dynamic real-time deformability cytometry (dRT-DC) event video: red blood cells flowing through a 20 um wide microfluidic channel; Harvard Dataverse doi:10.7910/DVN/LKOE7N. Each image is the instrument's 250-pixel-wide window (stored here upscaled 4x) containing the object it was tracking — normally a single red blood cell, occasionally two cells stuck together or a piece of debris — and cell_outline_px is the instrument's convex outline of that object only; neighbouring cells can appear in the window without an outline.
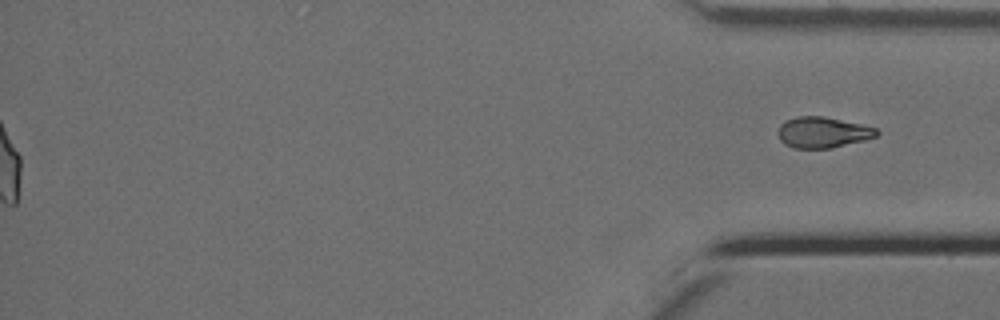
{"species": "Egyptian fruit bat (a non-hibernating species)", "species_latin": "Rousettus aegyptiacus", "temperature_condition": "cold", "stored_images_in_passage": 61, "segment_of_instrument_passage": [2, 2], "camera_frame_rate_fps": 3000, "um_per_image_px": 0.085, "animal": {"sex": "female"}, "frame": {"image": 1, "passage_image": 61, "time_ms": 20.0, "image_size_px": [1000, 320], "cell_outline_px": [[880, 132], [876, 136], [864, 140], [832, 148], [792, 148], [784, 144], [780, 140], [776, 132], [780, 124], [784, 120], [796, 116], [824, 116], [860, 124], [876, 128]], "centroid_in_image_um": [69.88, 11.25], "position_along_channel_um": 365.3, "area_um2": 17.92}}